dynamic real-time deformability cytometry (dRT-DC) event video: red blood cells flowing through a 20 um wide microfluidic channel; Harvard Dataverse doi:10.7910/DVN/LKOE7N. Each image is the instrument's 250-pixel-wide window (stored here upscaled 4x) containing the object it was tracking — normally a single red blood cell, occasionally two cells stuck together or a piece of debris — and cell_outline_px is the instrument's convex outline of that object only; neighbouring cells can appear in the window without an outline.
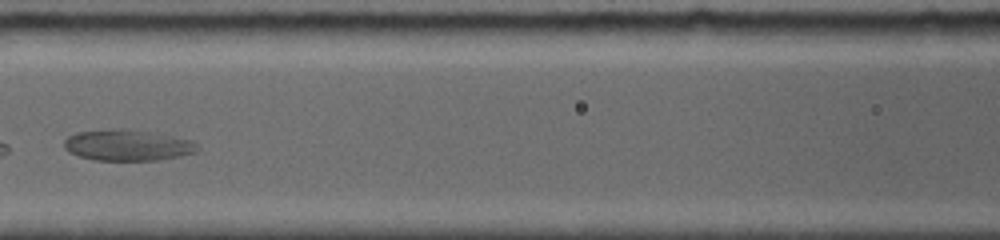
{"species": "common noctule bat (a hibernating species)", "species_latin": "Nyctalus noctula", "temperature_condition": "room temperature", "stored_images_in_passage": 6, "camera_frame_rate_fps": 5000, "um_per_image_px": 0.085, "animal": {"sex": "female", "body_mass_g": 19.0, "forearm_length_mm": 56.7}, "frame": {"image": 1, "passage_image": 3, "time_ms": 2.4, "image_size_px": [1000, 240], "cell_outline_px": [[200, 148], [196, 152], [180, 156], [156, 160], [96, 160], [80, 156], [68, 152], [64, 148], [64, 140], [68, 136], [76, 132], [108, 128], [124, 128], [156, 132], [192, 140]], "centroid_in_image_um": [10.84, 12.32], "position_along_channel_um": 155.8, "area_um2": 24.51}}
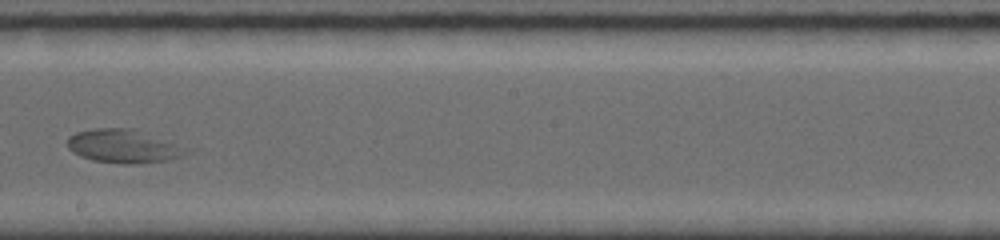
{"frame": {"image": 2, "passage_image": 5, "time_ms": 4.6, "image_size_px": [1000, 240], "cell_outline_px": [[192, 152], [168, 160], [132, 164], [120, 164], [92, 160], [80, 156], [72, 152], [68, 148], [68, 136], [76, 132], [96, 128], [136, 128], [176, 144]], "centroid_in_image_um": [10.45, 12.42], "position_along_channel_um": 237.7, "area_um2": 23.18}}
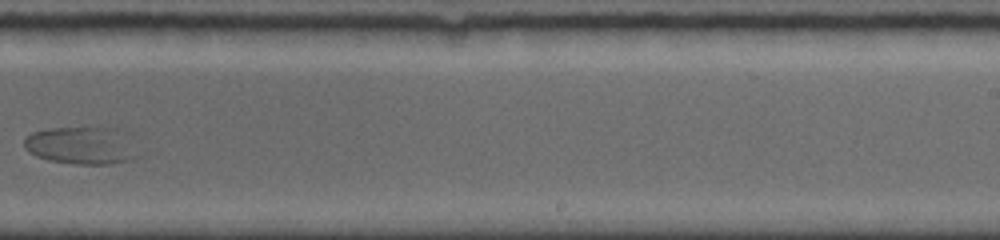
{"frame": {"image": 3, "passage_image": 6, "time_ms": 5.8, "image_size_px": [1000, 240], "cell_outline_px": [[140, 156], [128, 160], [108, 164], [72, 164], [48, 160], [36, 156], [28, 152], [24, 148], [24, 136], [32, 132], [48, 128], [100, 124], [116, 128]], "centroid_in_image_um": [6.83, 12.32], "position_along_channel_um": 282.2, "area_um2": 25.49}}